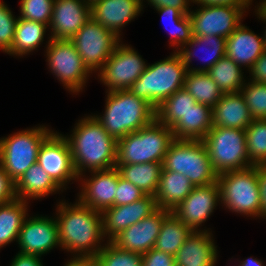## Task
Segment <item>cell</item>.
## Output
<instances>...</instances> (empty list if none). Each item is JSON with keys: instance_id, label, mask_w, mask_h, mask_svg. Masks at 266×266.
I'll use <instances>...</instances> for the list:
<instances>
[{"instance_id": "cell-1", "label": "cell", "mask_w": 266, "mask_h": 266, "mask_svg": "<svg viewBox=\"0 0 266 266\" xmlns=\"http://www.w3.org/2000/svg\"><path fill=\"white\" fill-rule=\"evenodd\" d=\"M58 206L56 221L61 247L79 252L75 258H94L104 247L97 244L104 237L101 212L80 202L73 206L62 202Z\"/></svg>"}, {"instance_id": "cell-2", "label": "cell", "mask_w": 266, "mask_h": 266, "mask_svg": "<svg viewBox=\"0 0 266 266\" xmlns=\"http://www.w3.org/2000/svg\"><path fill=\"white\" fill-rule=\"evenodd\" d=\"M66 139L78 177L83 174L85 168L93 172L116 167L117 141L108 134L95 116L79 121L73 135Z\"/></svg>"}, {"instance_id": "cell-3", "label": "cell", "mask_w": 266, "mask_h": 266, "mask_svg": "<svg viewBox=\"0 0 266 266\" xmlns=\"http://www.w3.org/2000/svg\"><path fill=\"white\" fill-rule=\"evenodd\" d=\"M95 118L118 141L151 124L156 119V110L146 100L128 90L108 91L105 113Z\"/></svg>"}, {"instance_id": "cell-4", "label": "cell", "mask_w": 266, "mask_h": 266, "mask_svg": "<svg viewBox=\"0 0 266 266\" xmlns=\"http://www.w3.org/2000/svg\"><path fill=\"white\" fill-rule=\"evenodd\" d=\"M187 68L177 52L146 67L128 91L146 100L155 109L184 86Z\"/></svg>"}, {"instance_id": "cell-5", "label": "cell", "mask_w": 266, "mask_h": 266, "mask_svg": "<svg viewBox=\"0 0 266 266\" xmlns=\"http://www.w3.org/2000/svg\"><path fill=\"white\" fill-rule=\"evenodd\" d=\"M174 140L171 128L155 119L117 141L116 164L162 163Z\"/></svg>"}, {"instance_id": "cell-6", "label": "cell", "mask_w": 266, "mask_h": 266, "mask_svg": "<svg viewBox=\"0 0 266 266\" xmlns=\"http://www.w3.org/2000/svg\"><path fill=\"white\" fill-rule=\"evenodd\" d=\"M162 169L183 174L194 187L213 184L218 177L201 140L175 139L164 156Z\"/></svg>"}, {"instance_id": "cell-7", "label": "cell", "mask_w": 266, "mask_h": 266, "mask_svg": "<svg viewBox=\"0 0 266 266\" xmlns=\"http://www.w3.org/2000/svg\"><path fill=\"white\" fill-rule=\"evenodd\" d=\"M221 202L226 208L245 215L262 216L258 166L218 175Z\"/></svg>"}, {"instance_id": "cell-8", "label": "cell", "mask_w": 266, "mask_h": 266, "mask_svg": "<svg viewBox=\"0 0 266 266\" xmlns=\"http://www.w3.org/2000/svg\"><path fill=\"white\" fill-rule=\"evenodd\" d=\"M202 141L217 175L253 166L247 154L245 130L213 126Z\"/></svg>"}, {"instance_id": "cell-9", "label": "cell", "mask_w": 266, "mask_h": 266, "mask_svg": "<svg viewBox=\"0 0 266 266\" xmlns=\"http://www.w3.org/2000/svg\"><path fill=\"white\" fill-rule=\"evenodd\" d=\"M51 133L42 126L0 139V165L15 183L37 162L39 148Z\"/></svg>"}, {"instance_id": "cell-10", "label": "cell", "mask_w": 266, "mask_h": 266, "mask_svg": "<svg viewBox=\"0 0 266 266\" xmlns=\"http://www.w3.org/2000/svg\"><path fill=\"white\" fill-rule=\"evenodd\" d=\"M89 71L101 69L119 45V37L92 18L70 39Z\"/></svg>"}, {"instance_id": "cell-11", "label": "cell", "mask_w": 266, "mask_h": 266, "mask_svg": "<svg viewBox=\"0 0 266 266\" xmlns=\"http://www.w3.org/2000/svg\"><path fill=\"white\" fill-rule=\"evenodd\" d=\"M47 60L51 71L72 92H80L89 69L83 64L74 44L70 40L50 39Z\"/></svg>"}, {"instance_id": "cell-12", "label": "cell", "mask_w": 266, "mask_h": 266, "mask_svg": "<svg viewBox=\"0 0 266 266\" xmlns=\"http://www.w3.org/2000/svg\"><path fill=\"white\" fill-rule=\"evenodd\" d=\"M146 67L141 56L132 47L120 44L100 69L99 76L108 86L109 92L128 90Z\"/></svg>"}, {"instance_id": "cell-13", "label": "cell", "mask_w": 266, "mask_h": 266, "mask_svg": "<svg viewBox=\"0 0 266 266\" xmlns=\"http://www.w3.org/2000/svg\"><path fill=\"white\" fill-rule=\"evenodd\" d=\"M189 12L193 36L229 37L241 24L243 8L232 5H201Z\"/></svg>"}, {"instance_id": "cell-14", "label": "cell", "mask_w": 266, "mask_h": 266, "mask_svg": "<svg viewBox=\"0 0 266 266\" xmlns=\"http://www.w3.org/2000/svg\"><path fill=\"white\" fill-rule=\"evenodd\" d=\"M37 163L60 188L67 181L78 179L69 143L61 134L52 132L43 141L38 151Z\"/></svg>"}, {"instance_id": "cell-15", "label": "cell", "mask_w": 266, "mask_h": 266, "mask_svg": "<svg viewBox=\"0 0 266 266\" xmlns=\"http://www.w3.org/2000/svg\"><path fill=\"white\" fill-rule=\"evenodd\" d=\"M25 255L41 257L56 245H60L57 221L48 217L25 218L17 240Z\"/></svg>"}, {"instance_id": "cell-16", "label": "cell", "mask_w": 266, "mask_h": 266, "mask_svg": "<svg viewBox=\"0 0 266 266\" xmlns=\"http://www.w3.org/2000/svg\"><path fill=\"white\" fill-rule=\"evenodd\" d=\"M170 212L157 208L149 216L122 231L111 242L125 251L146 253L154 248L161 224Z\"/></svg>"}, {"instance_id": "cell-17", "label": "cell", "mask_w": 266, "mask_h": 266, "mask_svg": "<svg viewBox=\"0 0 266 266\" xmlns=\"http://www.w3.org/2000/svg\"><path fill=\"white\" fill-rule=\"evenodd\" d=\"M218 182L194 187L192 192L171 211L184 225L197 231L220 201Z\"/></svg>"}, {"instance_id": "cell-18", "label": "cell", "mask_w": 266, "mask_h": 266, "mask_svg": "<svg viewBox=\"0 0 266 266\" xmlns=\"http://www.w3.org/2000/svg\"><path fill=\"white\" fill-rule=\"evenodd\" d=\"M157 208L155 196L145 195L133 203L103 210L101 215L104 237L108 234L109 241H112L122 231L149 216Z\"/></svg>"}, {"instance_id": "cell-19", "label": "cell", "mask_w": 266, "mask_h": 266, "mask_svg": "<svg viewBox=\"0 0 266 266\" xmlns=\"http://www.w3.org/2000/svg\"><path fill=\"white\" fill-rule=\"evenodd\" d=\"M91 18V7L82 0H55L49 26L50 39L70 40Z\"/></svg>"}, {"instance_id": "cell-20", "label": "cell", "mask_w": 266, "mask_h": 266, "mask_svg": "<svg viewBox=\"0 0 266 266\" xmlns=\"http://www.w3.org/2000/svg\"><path fill=\"white\" fill-rule=\"evenodd\" d=\"M94 175V176H93ZM92 178L84 181V189L79 195V202L87 207L102 212L114 206L118 185V169L93 171Z\"/></svg>"}, {"instance_id": "cell-21", "label": "cell", "mask_w": 266, "mask_h": 266, "mask_svg": "<svg viewBox=\"0 0 266 266\" xmlns=\"http://www.w3.org/2000/svg\"><path fill=\"white\" fill-rule=\"evenodd\" d=\"M141 0H100L91 7V18L115 33L134 19L142 9Z\"/></svg>"}, {"instance_id": "cell-22", "label": "cell", "mask_w": 266, "mask_h": 266, "mask_svg": "<svg viewBox=\"0 0 266 266\" xmlns=\"http://www.w3.org/2000/svg\"><path fill=\"white\" fill-rule=\"evenodd\" d=\"M210 234L193 231L174 255L176 266H214L217 249Z\"/></svg>"}, {"instance_id": "cell-23", "label": "cell", "mask_w": 266, "mask_h": 266, "mask_svg": "<svg viewBox=\"0 0 266 266\" xmlns=\"http://www.w3.org/2000/svg\"><path fill=\"white\" fill-rule=\"evenodd\" d=\"M264 51L263 38L241 24L226 38V56L239 66L250 69Z\"/></svg>"}, {"instance_id": "cell-24", "label": "cell", "mask_w": 266, "mask_h": 266, "mask_svg": "<svg viewBox=\"0 0 266 266\" xmlns=\"http://www.w3.org/2000/svg\"><path fill=\"white\" fill-rule=\"evenodd\" d=\"M213 126L245 130L254 120L241 93L223 94L212 108Z\"/></svg>"}, {"instance_id": "cell-25", "label": "cell", "mask_w": 266, "mask_h": 266, "mask_svg": "<svg viewBox=\"0 0 266 266\" xmlns=\"http://www.w3.org/2000/svg\"><path fill=\"white\" fill-rule=\"evenodd\" d=\"M190 180L181 173L162 169L155 195L158 208L173 211L193 190Z\"/></svg>"}, {"instance_id": "cell-26", "label": "cell", "mask_w": 266, "mask_h": 266, "mask_svg": "<svg viewBox=\"0 0 266 266\" xmlns=\"http://www.w3.org/2000/svg\"><path fill=\"white\" fill-rule=\"evenodd\" d=\"M212 127V108L197 102L194 108L171 127V130L175 139L202 141Z\"/></svg>"}, {"instance_id": "cell-27", "label": "cell", "mask_w": 266, "mask_h": 266, "mask_svg": "<svg viewBox=\"0 0 266 266\" xmlns=\"http://www.w3.org/2000/svg\"><path fill=\"white\" fill-rule=\"evenodd\" d=\"M59 189L60 187L37 162L30 166L15 183L17 199L24 201L26 197L41 198Z\"/></svg>"}, {"instance_id": "cell-28", "label": "cell", "mask_w": 266, "mask_h": 266, "mask_svg": "<svg viewBox=\"0 0 266 266\" xmlns=\"http://www.w3.org/2000/svg\"><path fill=\"white\" fill-rule=\"evenodd\" d=\"M122 178L131 182L146 195H156L162 163L116 164Z\"/></svg>"}, {"instance_id": "cell-29", "label": "cell", "mask_w": 266, "mask_h": 266, "mask_svg": "<svg viewBox=\"0 0 266 266\" xmlns=\"http://www.w3.org/2000/svg\"><path fill=\"white\" fill-rule=\"evenodd\" d=\"M193 231L170 212L161 224L154 248L174 256Z\"/></svg>"}, {"instance_id": "cell-30", "label": "cell", "mask_w": 266, "mask_h": 266, "mask_svg": "<svg viewBox=\"0 0 266 266\" xmlns=\"http://www.w3.org/2000/svg\"><path fill=\"white\" fill-rule=\"evenodd\" d=\"M26 201L15 199L0 204V248L17 239L26 217Z\"/></svg>"}, {"instance_id": "cell-31", "label": "cell", "mask_w": 266, "mask_h": 266, "mask_svg": "<svg viewBox=\"0 0 266 266\" xmlns=\"http://www.w3.org/2000/svg\"><path fill=\"white\" fill-rule=\"evenodd\" d=\"M47 25L41 22L29 21L18 17L13 45L7 52L11 55H25L43 42Z\"/></svg>"}, {"instance_id": "cell-32", "label": "cell", "mask_w": 266, "mask_h": 266, "mask_svg": "<svg viewBox=\"0 0 266 266\" xmlns=\"http://www.w3.org/2000/svg\"><path fill=\"white\" fill-rule=\"evenodd\" d=\"M183 88L196 102L213 108L224 94L207 72L187 71Z\"/></svg>"}, {"instance_id": "cell-33", "label": "cell", "mask_w": 266, "mask_h": 266, "mask_svg": "<svg viewBox=\"0 0 266 266\" xmlns=\"http://www.w3.org/2000/svg\"><path fill=\"white\" fill-rule=\"evenodd\" d=\"M203 44L206 46L205 48L209 49L208 52L210 53L209 55V60L208 63L206 62V67L204 68H193L189 69V64L191 62V58L194 55L191 50L188 48L186 49L185 46L189 45L190 47L194 46H201ZM182 49L178 50L177 53L180 55L182 58L183 63L185 64L187 70L192 71V72H208L210 68L218 61L220 60L223 56L226 55V38L220 37L217 35H212V36H193L192 39L185 44ZM208 59V58H207Z\"/></svg>"}, {"instance_id": "cell-34", "label": "cell", "mask_w": 266, "mask_h": 266, "mask_svg": "<svg viewBox=\"0 0 266 266\" xmlns=\"http://www.w3.org/2000/svg\"><path fill=\"white\" fill-rule=\"evenodd\" d=\"M207 73L224 94L240 93L245 85L241 66L226 55L218 60Z\"/></svg>"}, {"instance_id": "cell-35", "label": "cell", "mask_w": 266, "mask_h": 266, "mask_svg": "<svg viewBox=\"0 0 266 266\" xmlns=\"http://www.w3.org/2000/svg\"><path fill=\"white\" fill-rule=\"evenodd\" d=\"M196 103V100L182 88L155 109L156 120L171 128L190 109L194 108Z\"/></svg>"}, {"instance_id": "cell-36", "label": "cell", "mask_w": 266, "mask_h": 266, "mask_svg": "<svg viewBox=\"0 0 266 266\" xmlns=\"http://www.w3.org/2000/svg\"><path fill=\"white\" fill-rule=\"evenodd\" d=\"M246 148L253 166L266 164V119H255L245 129Z\"/></svg>"}, {"instance_id": "cell-37", "label": "cell", "mask_w": 266, "mask_h": 266, "mask_svg": "<svg viewBox=\"0 0 266 266\" xmlns=\"http://www.w3.org/2000/svg\"><path fill=\"white\" fill-rule=\"evenodd\" d=\"M94 259L99 266H142V254L122 250L111 241Z\"/></svg>"}, {"instance_id": "cell-38", "label": "cell", "mask_w": 266, "mask_h": 266, "mask_svg": "<svg viewBox=\"0 0 266 266\" xmlns=\"http://www.w3.org/2000/svg\"><path fill=\"white\" fill-rule=\"evenodd\" d=\"M156 10L174 23L173 33L170 32L171 36H173L170 43L173 46L182 44L181 46L183 47L192 39V25L188 14H183L172 7H158Z\"/></svg>"}, {"instance_id": "cell-39", "label": "cell", "mask_w": 266, "mask_h": 266, "mask_svg": "<svg viewBox=\"0 0 266 266\" xmlns=\"http://www.w3.org/2000/svg\"><path fill=\"white\" fill-rule=\"evenodd\" d=\"M252 118L266 119V84L254 82L240 90Z\"/></svg>"}, {"instance_id": "cell-40", "label": "cell", "mask_w": 266, "mask_h": 266, "mask_svg": "<svg viewBox=\"0 0 266 266\" xmlns=\"http://www.w3.org/2000/svg\"><path fill=\"white\" fill-rule=\"evenodd\" d=\"M55 0H21L22 19L50 24Z\"/></svg>"}, {"instance_id": "cell-41", "label": "cell", "mask_w": 266, "mask_h": 266, "mask_svg": "<svg viewBox=\"0 0 266 266\" xmlns=\"http://www.w3.org/2000/svg\"><path fill=\"white\" fill-rule=\"evenodd\" d=\"M17 19L14 18L10 9L0 2V49L8 52L12 45L15 34Z\"/></svg>"}, {"instance_id": "cell-42", "label": "cell", "mask_w": 266, "mask_h": 266, "mask_svg": "<svg viewBox=\"0 0 266 266\" xmlns=\"http://www.w3.org/2000/svg\"><path fill=\"white\" fill-rule=\"evenodd\" d=\"M146 194L133 185L131 182L121 177L118 170V185L116 196L114 198V206H121L133 203L134 201L140 200Z\"/></svg>"}, {"instance_id": "cell-43", "label": "cell", "mask_w": 266, "mask_h": 266, "mask_svg": "<svg viewBox=\"0 0 266 266\" xmlns=\"http://www.w3.org/2000/svg\"><path fill=\"white\" fill-rule=\"evenodd\" d=\"M142 266H176L174 256L155 248L142 254Z\"/></svg>"}, {"instance_id": "cell-44", "label": "cell", "mask_w": 266, "mask_h": 266, "mask_svg": "<svg viewBox=\"0 0 266 266\" xmlns=\"http://www.w3.org/2000/svg\"><path fill=\"white\" fill-rule=\"evenodd\" d=\"M15 199H17L15 182L0 165V204L9 203Z\"/></svg>"}, {"instance_id": "cell-45", "label": "cell", "mask_w": 266, "mask_h": 266, "mask_svg": "<svg viewBox=\"0 0 266 266\" xmlns=\"http://www.w3.org/2000/svg\"><path fill=\"white\" fill-rule=\"evenodd\" d=\"M254 82L266 84V51L254 62L249 69Z\"/></svg>"}, {"instance_id": "cell-46", "label": "cell", "mask_w": 266, "mask_h": 266, "mask_svg": "<svg viewBox=\"0 0 266 266\" xmlns=\"http://www.w3.org/2000/svg\"><path fill=\"white\" fill-rule=\"evenodd\" d=\"M154 8L158 7H172L178 9L183 14H189L188 2L189 0H148ZM192 1V0H191Z\"/></svg>"}, {"instance_id": "cell-47", "label": "cell", "mask_w": 266, "mask_h": 266, "mask_svg": "<svg viewBox=\"0 0 266 266\" xmlns=\"http://www.w3.org/2000/svg\"><path fill=\"white\" fill-rule=\"evenodd\" d=\"M252 0H192V2L195 4L198 3L200 5H232L237 7H242L245 9V7L248 8L250 5V2Z\"/></svg>"}, {"instance_id": "cell-48", "label": "cell", "mask_w": 266, "mask_h": 266, "mask_svg": "<svg viewBox=\"0 0 266 266\" xmlns=\"http://www.w3.org/2000/svg\"><path fill=\"white\" fill-rule=\"evenodd\" d=\"M258 181L262 201V217L266 216V164L258 166Z\"/></svg>"}, {"instance_id": "cell-49", "label": "cell", "mask_w": 266, "mask_h": 266, "mask_svg": "<svg viewBox=\"0 0 266 266\" xmlns=\"http://www.w3.org/2000/svg\"><path fill=\"white\" fill-rule=\"evenodd\" d=\"M10 266H43L39 256L18 253Z\"/></svg>"}, {"instance_id": "cell-50", "label": "cell", "mask_w": 266, "mask_h": 266, "mask_svg": "<svg viewBox=\"0 0 266 266\" xmlns=\"http://www.w3.org/2000/svg\"><path fill=\"white\" fill-rule=\"evenodd\" d=\"M65 266H99V264L94 258H73V260L68 262V264H66Z\"/></svg>"}, {"instance_id": "cell-51", "label": "cell", "mask_w": 266, "mask_h": 266, "mask_svg": "<svg viewBox=\"0 0 266 266\" xmlns=\"http://www.w3.org/2000/svg\"><path fill=\"white\" fill-rule=\"evenodd\" d=\"M240 266H263V264L258 259L248 258L245 261L241 262Z\"/></svg>"}, {"instance_id": "cell-52", "label": "cell", "mask_w": 266, "mask_h": 266, "mask_svg": "<svg viewBox=\"0 0 266 266\" xmlns=\"http://www.w3.org/2000/svg\"><path fill=\"white\" fill-rule=\"evenodd\" d=\"M257 11H258L257 14L259 15V18H261L262 20L266 22V16L259 9ZM262 38H263L264 46L266 49V30H265V35Z\"/></svg>"}, {"instance_id": "cell-53", "label": "cell", "mask_w": 266, "mask_h": 266, "mask_svg": "<svg viewBox=\"0 0 266 266\" xmlns=\"http://www.w3.org/2000/svg\"><path fill=\"white\" fill-rule=\"evenodd\" d=\"M258 9L266 16V0L260 3Z\"/></svg>"}, {"instance_id": "cell-54", "label": "cell", "mask_w": 266, "mask_h": 266, "mask_svg": "<svg viewBox=\"0 0 266 266\" xmlns=\"http://www.w3.org/2000/svg\"><path fill=\"white\" fill-rule=\"evenodd\" d=\"M85 4L92 7L95 3L99 2L100 0H82Z\"/></svg>"}]
</instances>
